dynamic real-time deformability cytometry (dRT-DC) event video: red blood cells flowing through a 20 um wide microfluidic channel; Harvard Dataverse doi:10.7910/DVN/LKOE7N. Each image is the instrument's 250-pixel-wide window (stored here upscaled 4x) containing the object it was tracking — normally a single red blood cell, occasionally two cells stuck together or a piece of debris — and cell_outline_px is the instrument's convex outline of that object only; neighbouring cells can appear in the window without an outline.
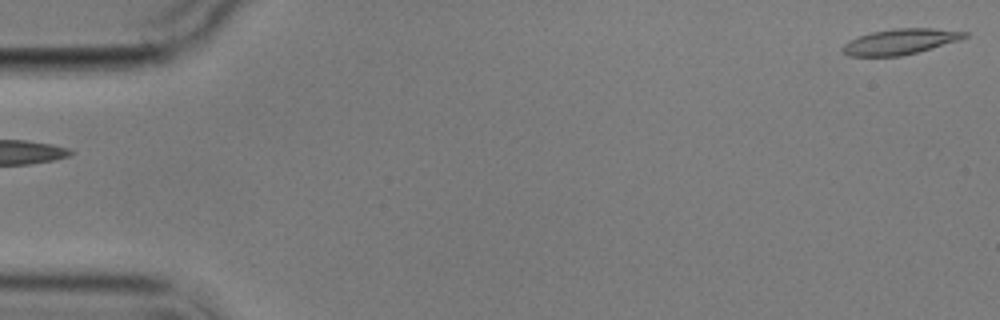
{"species": "common noctule bat (a hibernating species)", "species_latin": "Nyctalus noctula", "temperature_condition": "cold", "stored_images_in_passage": 3, "segment_of_instrument_passage": [2, 2], "camera_frame_rate_fps": 3000, "um_per_image_px": 0.085, "animal": {"sex": "male", "body_mass_g": 17.9}, "frame": {"image": 1, "passage_image": 3, "time_ms": 2.333, "image_size_px": [1000, 320], "cell_outline_px": [[968, 36], [960, 40], [916, 52], [900, 56], [848, 56], [840, 48], [844, 44], [860, 36], [872, 32], [896, 28], [932, 28], [968, 32]], "centroid_in_image_um": [76.53, 3.53], "position_along_channel_um": 8.5, "area_um2": 17.92}}